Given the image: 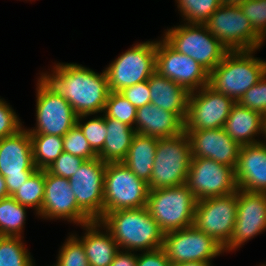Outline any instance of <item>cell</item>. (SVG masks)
<instances>
[{
    "mask_svg": "<svg viewBox=\"0 0 266 266\" xmlns=\"http://www.w3.org/2000/svg\"><path fill=\"white\" fill-rule=\"evenodd\" d=\"M51 72L40 75L69 102L75 113H103L108 94V77L77 63H54Z\"/></svg>",
    "mask_w": 266,
    "mask_h": 266,
    "instance_id": "obj_1",
    "label": "cell"
},
{
    "mask_svg": "<svg viewBox=\"0 0 266 266\" xmlns=\"http://www.w3.org/2000/svg\"><path fill=\"white\" fill-rule=\"evenodd\" d=\"M99 221L111 233L119 249L145 252L162 248L165 232L147 207L108 212Z\"/></svg>",
    "mask_w": 266,
    "mask_h": 266,
    "instance_id": "obj_2",
    "label": "cell"
},
{
    "mask_svg": "<svg viewBox=\"0 0 266 266\" xmlns=\"http://www.w3.org/2000/svg\"><path fill=\"white\" fill-rule=\"evenodd\" d=\"M256 51H229L209 73L208 86L237 102L266 73V60L254 57Z\"/></svg>",
    "mask_w": 266,
    "mask_h": 266,
    "instance_id": "obj_3",
    "label": "cell"
},
{
    "mask_svg": "<svg viewBox=\"0 0 266 266\" xmlns=\"http://www.w3.org/2000/svg\"><path fill=\"white\" fill-rule=\"evenodd\" d=\"M191 159V144L185 132L158 139L149 190L184 185Z\"/></svg>",
    "mask_w": 266,
    "mask_h": 266,
    "instance_id": "obj_4",
    "label": "cell"
},
{
    "mask_svg": "<svg viewBox=\"0 0 266 266\" xmlns=\"http://www.w3.org/2000/svg\"><path fill=\"white\" fill-rule=\"evenodd\" d=\"M161 36L173 49L198 62L209 73L229 50L204 24L183 23L167 29Z\"/></svg>",
    "mask_w": 266,
    "mask_h": 266,
    "instance_id": "obj_5",
    "label": "cell"
},
{
    "mask_svg": "<svg viewBox=\"0 0 266 266\" xmlns=\"http://www.w3.org/2000/svg\"><path fill=\"white\" fill-rule=\"evenodd\" d=\"M196 203L195 196L184 184L149 190L146 207L166 233L193 225Z\"/></svg>",
    "mask_w": 266,
    "mask_h": 266,
    "instance_id": "obj_6",
    "label": "cell"
},
{
    "mask_svg": "<svg viewBox=\"0 0 266 266\" xmlns=\"http://www.w3.org/2000/svg\"><path fill=\"white\" fill-rule=\"evenodd\" d=\"M204 25L229 51L258 50L265 43L239 6L222 4Z\"/></svg>",
    "mask_w": 266,
    "mask_h": 266,
    "instance_id": "obj_7",
    "label": "cell"
},
{
    "mask_svg": "<svg viewBox=\"0 0 266 266\" xmlns=\"http://www.w3.org/2000/svg\"><path fill=\"white\" fill-rule=\"evenodd\" d=\"M148 193V183L138 178L123 162L106 164L104 215L120 209L146 207Z\"/></svg>",
    "mask_w": 266,
    "mask_h": 266,
    "instance_id": "obj_8",
    "label": "cell"
},
{
    "mask_svg": "<svg viewBox=\"0 0 266 266\" xmlns=\"http://www.w3.org/2000/svg\"><path fill=\"white\" fill-rule=\"evenodd\" d=\"M132 46L105 68L110 91L120 92L144 82L155 72L156 41L137 42Z\"/></svg>",
    "mask_w": 266,
    "mask_h": 266,
    "instance_id": "obj_9",
    "label": "cell"
},
{
    "mask_svg": "<svg viewBox=\"0 0 266 266\" xmlns=\"http://www.w3.org/2000/svg\"><path fill=\"white\" fill-rule=\"evenodd\" d=\"M36 126L30 134L63 137L76 125L78 115L72 106L40 75L36 84Z\"/></svg>",
    "mask_w": 266,
    "mask_h": 266,
    "instance_id": "obj_10",
    "label": "cell"
},
{
    "mask_svg": "<svg viewBox=\"0 0 266 266\" xmlns=\"http://www.w3.org/2000/svg\"><path fill=\"white\" fill-rule=\"evenodd\" d=\"M237 206V190L225 196L198 200L193 225L224 247L233 234Z\"/></svg>",
    "mask_w": 266,
    "mask_h": 266,
    "instance_id": "obj_11",
    "label": "cell"
},
{
    "mask_svg": "<svg viewBox=\"0 0 266 266\" xmlns=\"http://www.w3.org/2000/svg\"><path fill=\"white\" fill-rule=\"evenodd\" d=\"M30 133L23 127L16 134L0 139V174L8 195H13L36 170Z\"/></svg>",
    "mask_w": 266,
    "mask_h": 266,
    "instance_id": "obj_12",
    "label": "cell"
},
{
    "mask_svg": "<svg viewBox=\"0 0 266 266\" xmlns=\"http://www.w3.org/2000/svg\"><path fill=\"white\" fill-rule=\"evenodd\" d=\"M162 249L172 265L192 261L211 262L224 253L223 246L194 225L166 232Z\"/></svg>",
    "mask_w": 266,
    "mask_h": 266,
    "instance_id": "obj_13",
    "label": "cell"
},
{
    "mask_svg": "<svg viewBox=\"0 0 266 266\" xmlns=\"http://www.w3.org/2000/svg\"><path fill=\"white\" fill-rule=\"evenodd\" d=\"M236 101L208 85L188 95L184 132L223 128Z\"/></svg>",
    "mask_w": 266,
    "mask_h": 266,
    "instance_id": "obj_14",
    "label": "cell"
},
{
    "mask_svg": "<svg viewBox=\"0 0 266 266\" xmlns=\"http://www.w3.org/2000/svg\"><path fill=\"white\" fill-rule=\"evenodd\" d=\"M185 185L196 200L236 192L235 170L208 158L192 157Z\"/></svg>",
    "mask_w": 266,
    "mask_h": 266,
    "instance_id": "obj_15",
    "label": "cell"
},
{
    "mask_svg": "<svg viewBox=\"0 0 266 266\" xmlns=\"http://www.w3.org/2000/svg\"><path fill=\"white\" fill-rule=\"evenodd\" d=\"M106 164L98 157L85 160L69 179L78 207L92 221H99L104 216Z\"/></svg>",
    "mask_w": 266,
    "mask_h": 266,
    "instance_id": "obj_16",
    "label": "cell"
},
{
    "mask_svg": "<svg viewBox=\"0 0 266 266\" xmlns=\"http://www.w3.org/2000/svg\"><path fill=\"white\" fill-rule=\"evenodd\" d=\"M155 71L183 86L189 93L209 83V72L194 59L177 52L163 38L156 40Z\"/></svg>",
    "mask_w": 266,
    "mask_h": 266,
    "instance_id": "obj_17",
    "label": "cell"
},
{
    "mask_svg": "<svg viewBox=\"0 0 266 266\" xmlns=\"http://www.w3.org/2000/svg\"><path fill=\"white\" fill-rule=\"evenodd\" d=\"M237 217L233 234L223 247L224 252L236 251L245 242L266 230V193L237 189Z\"/></svg>",
    "mask_w": 266,
    "mask_h": 266,
    "instance_id": "obj_18",
    "label": "cell"
},
{
    "mask_svg": "<svg viewBox=\"0 0 266 266\" xmlns=\"http://www.w3.org/2000/svg\"><path fill=\"white\" fill-rule=\"evenodd\" d=\"M38 217L67 220L81 226L92 220L78 207L69 179L50 174L45 169V193Z\"/></svg>",
    "mask_w": 266,
    "mask_h": 266,
    "instance_id": "obj_19",
    "label": "cell"
},
{
    "mask_svg": "<svg viewBox=\"0 0 266 266\" xmlns=\"http://www.w3.org/2000/svg\"><path fill=\"white\" fill-rule=\"evenodd\" d=\"M185 133L189 137L192 157L212 159L235 170L241 145L228 136L223 128Z\"/></svg>",
    "mask_w": 266,
    "mask_h": 266,
    "instance_id": "obj_20",
    "label": "cell"
},
{
    "mask_svg": "<svg viewBox=\"0 0 266 266\" xmlns=\"http://www.w3.org/2000/svg\"><path fill=\"white\" fill-rule=\"evenodd\" d=\"M237 188L266 193V142L241 145L235 168Z\"/></svg>",
    "mask_w": 266,
    "mask_h": 266,
    "instance_id": "obj_21",
    "label": "cell"
},
{
    "mask_svg": "<svg viewBox=\"0 0 266 266\" xmlns=\"http://www.w3.org/2000/svg\"><path fill=\"white\" fill-rule=\"evenodd\" d=\"M135 132L167 138L184 132V121L176 114L149 103L136 110Z\"/></svg>",
    "mask_w": 266,
    "mask_h": 266,
    "instance_id": "obj_22",
    "label": "cell"
},
{
    "mask_svg": "<svg viewBox=\"0 0 266 266\" xmlns=\"http://www.w3.org/2000/svg\"><path fill=\"white\" fill-rule=\"evenodd\" d=\"M81 227L86 231L83 236L73 235L83 244L89 265L110 266L120 250L111 233L100 221H92Z\"/></svg>",
    "mask_w": 266,
    "mask_h": 266,
    "instance_id": "obj_23",
    "label": "cell"
},
{
    "mask_svg": "<svg viewBox=\"0 0 266 266\" xmlns=\"http://www.w3.org/2000/svg\"><path fill=\"white\" fill-rule=\"evenodd\" d=\"M150 103L163 110L176 113L184 122L187 117L189 92L156 71L149 77Z\"/></svg>",
    "mask_w": 266,
    "mask_h": 266,
    "instance_id": "obj_24",
    "label": "cell"
},
{
    "mask_svg": "<svg viewBox=\"0 0 266 266\" xmlns=\"http://www.w3.org/2000/svg\"><path fill=\"white\" fill-rule=\"evenodd\" d=\"M223 129L227 135L240 145L262 142L255 137L264 136V116L257 111L244 108L237 102L232 107Z\"/></svg>",
    "mask_w": 266,
    "mask_h": 266,
    "instance_id": "obj_25",
    "label": "cell"
},
{
    "mask_svg": "<svg viewBox=\"0 0 266 266\" xmlns=\"http://www.w3.org/2000/svg\"><path fill=\"white\" fill-rule=\"evenodd\" d=\"M107 136L103 149L97 154L105 163L123 162L127 157L135 129L119 120L105 117Z\"/></svg>",
    "mask_w": 266,
    "mask_h": 266,
    "instance_id": "obj_26",
    "label": "cell"
},
{
    "mask_svg": "<svg viewBox=\"0 0 266 266\" xmlns=\"http://www.w3.org/2000/svg\"><path fill=\"white\" fill-rule=\"evenodd\" d=\"M158 138L136 133L123 163L140 179L150 182Z\"/></svg>",
    "mask_w": 266,
    "mask_h": 266,
    "instance_id": "obj_27",
    "label": "cell"
},
{
    "mask_svg": "<svg viewBox=\"0 0 266 266\" xmlns=\"http://www.w3.org/2000/svg\"><path fill=\"white\" fill-rule=\"evenodd\" d=\"M26 206L19 204L12 196L0 200V236L24 237Z\"/></svg>",
    "mask_w": 266,
    "mask_h": 266,
    "instance_id": "obj_28",
    "label": "cell"
},
{
    "mask_svg": "<svg viewBox=\"0 0 266 266\" xmlns=\"http://www.w3.org/2000/svg\"><path fill=\"white\" fill-rule=\"evenodd\" d=\"M33 162L37 169H46L64 151L63 137L48 134H30Z\"/></svg>",
    "mask_w": 266,
    "mask_h": 266,
    "instance_id": "obj_29",
    "label": "cell"
},
{
    "mask_svg": "<svg viewBox=\"0 0 266 266\" xmlns=\"http://www.w3.org/2000/svg\"><path fill=\"white\" fill-rule=\"evenodd\" d=\"M45 193V169H36L28 180L11 195L19 204L40 214Z\"/></svg>",
    "mask_w": 266,
    "mask_h": 266,
    "instance_id": "obj_30",
    "label": "cell"
},
{
    "mask_svg": "<svg viewBox=\"0 0 266 266\" xmlns=\"http://www.w3.org/2000/svg\"><path fill=\"white\" fill-rule=\"evenodd\" d=\"M23 237L0 236V266H33Z\"/></svg>",
    "mask_w": 266,
    "mask_h": 266,
    "instance_id": "obj_31",
    "label": "cell"
},
{
    "mask_svg": "<svg viewBox=\"0 0 266 266\" xmlns=\"http://www.w3.org/2000/svg\"><path fill=\"white\" fill-rule=\"evenodd\" d=\"M183 21L192 24H204L222 5L220 0H175Z\"/></svg>",
    "mask_w": 266,
    "mask_h": 266,
    "instance_id": "obj_32",
    "label": "cell"
},
{
    "mask_svg": "<svg viewBox=\"0 0 266 266\" xmlns=\"http://www.w3.org/2000/svg\"><path fill=\"white\" fill-rule=\"evenodd\" d=\"M136 107L132 105L120 92L110 91L107 97L104 117L113 118L134 128L136 121Z\"/></svg>",
    "mask_w": 266,
    "mask_h": 266,
    "instance_id": "obj_33",
    "label": "cell"
},
{
    "mask_svg": "<svg viewBox=\"0 0 266 266\" xmlns=\"http://www.w3.org/2000/svg\"><path fill=\"white\" fill-rule=\"evenodd\" d=\"M89 115H80L77 118L76 125L80 128L90 147L98 154L102 149L107 136V129L105 124V117L103 114L96 116L86 122Z\"/></svg>",
    "mask_w": 266,
    "mask_h": 266,
    "instance_id": "obj_34",
    "label": "cell"
},
{
    "mask_svg": "<svg viewBox=\"0 0 266 266\" xmlns=\"http://www.w3.org/2000/svg\"><path fill=\"white\" fill-rule=\"evenodd\" d=\"M55 266H90L83 244L73 235L68 236L59 250Z\"/></svg>",
    "mask_w": 266,
    "mask_h": 266,
    "instance_id": "obj_35",
    "label": "cell"
},
{
    "mask_svg": "<svg viewBox=\"0 0 266 266\" xmlns=\"http://www.w3.org/2000/svg\"><path fill=\"white\" fill-rule=\"evenodd\" d=\"M63 149L74 156L90 160L98 157L80 128L75 125L63 136Z\"/></svg>",
    "mask_w": 266,
    "mask_h": 266,
    "instance_id": "obj_36",
    "label": "cell"
},
{
    "mask_svg": "<svg viewBox=\"0 0 266 266\" xmlns=\"http://www.w3.org/2000/svg\"><path fill=\"white\" fill-rule=\"evenodd\" d=\"M254 31L266 40V0H246L239 5Z\"/></svg>",
    "mask_w": 266,
    "mask_h": 266,
    "instance_id": "obj_37",
    "label": "cell"
},
{
    "mask_svg": "<svg viewBox=\"0 0 266 266\" xmlns=\"http://www.w3.org/2000/svg\"><path fill=\"white\" fill-rule=\"evenodd\" d=\"M244 108H249L266 115V73L263 77L250 87L245 94L237 101Z\"/></svg>",
    "mask_w": 266,
    "mask_h": 266,
    "instance_id": "obj_38",
    "label": "cell"
},
{
    "mask_svg": "<svg viewBox=\"0 0 266 266\" xmlns=\"http://www.w3.org/2000/svg\"><path fill=\"white\" fill-rule=\"evenodd\" d=\"M84 162V158L63 151L46 170L52 175L70 179Z\"/></svg>",
    "mask_w": 266,
    "mask_h": 266,
    "instance_id": "obj_39",
    "label": "cell"
},
{
    "mask_svg": "<svg viewBox=\"0 0 266 266\" xmlns=\"http://www.w3.org/2000/svg\"><path fill=\"white\" fill-rule=\"evenodd\" d=\"M23 127L16 112L0 97V139L16 134Z\"/></svg>",
    "mask_w": 266,
    "mask_h": 266,
    "instance_id": "obj_40",
    "label": "cell"
},
{
    "mask_svg": "<svg viewBox=\"0 0 266 266\" xmlns=\"http://www.w3.org/2000/svg\"><path fill=\"white\" fill-rule=\"evenodd\" d=\"M120 93L137 108L150 103V89L148 80L128 86L120 91Z\"/></svg>",
    "mask_w": 266,
    "mask_h": 266,
    "instance_id": "obj_41",
    "label": "cell"
},
{
    "mask_svg": "<svg viewBox=\"0 0 266 266\" xmlns=\"http://www.w3.org/2000/svg\"><path fill=\"white\" fill-rule=\"evenodd\" d=\"M136 266H172L162 248L137 253Z\"/></svg>",
    "mask_w": 266,
    "mask_h": 266,
    "instance_id": "obj_42",
    "label": "cell"
},
{
    "mask_svg": "<svg viewBox=\"0 0 266 266\" xmlns=\"http://www.w3.org/2000/svg\"><path fill=\"white\" fill-rule=\"evenodd\" d=\"M127 250H119L110 266H136L137 253Z\"/></svg>",
    "mask_w": 266,
    "mask_h": 266,
    "instance_id": "obj_43",
    "label": "cell"
},
{
    "mask_svg": "<svg viewBox=\"0 0 266 266\" xmlns=\"http://www.w3.org/2000/svg\"><path fill=\"white\" fill-rule=\"evenodd\" d=\"M172 266H213L211 262L192 261L174 264Z\"/></svg>",
    "mask_w": 266,
    "mask_h": 266,
    "instance_id": "obj_44",
    "label": "cell"
},
{
    "mask_svg": "<svg viewBox=\"0 0 266 266\" xmlns=\"http://www.w3.org/2000/svg\"><path fill=\"white\" fill-rule=\"evenodd\" d=\"M8 190L5 183V178L0 174V200L8 197Z\"/></svg>",
    "mask_w": 266,
    "mask_h": 266,
    "instance_id": "obj_45",
    "label": "cell"
},
{
    "mask_svg": "<svg viewBox=\"0 0 266 266\" xmlns=\"http://www.w3.org/2000/svg\"><path fill=\"white\" fill-rule=\"evenodd\" d=\"M220 1L222 4L239 6L240 4H243L246 0H220Z\"/></svg>",
    "mask_w": 266,
    "mask_h": 266,
    "instance_id": "obj_46",
    "label": "cell"
},
{
    "mask_svg": "<svg viewBox=\"0 0 266 266\" xmlns=\"http://www.w3.org/2000/svg\"><path fill=\"white\" fill-rule=\"evenodd\" d=\"M264 139H266V115L264 116Z\"/></svg>",
    "mask_w": 266,
    "mask_h": 266,
    "instance_id": "obj_47",
    "label": "cell"
}]
</instances>
